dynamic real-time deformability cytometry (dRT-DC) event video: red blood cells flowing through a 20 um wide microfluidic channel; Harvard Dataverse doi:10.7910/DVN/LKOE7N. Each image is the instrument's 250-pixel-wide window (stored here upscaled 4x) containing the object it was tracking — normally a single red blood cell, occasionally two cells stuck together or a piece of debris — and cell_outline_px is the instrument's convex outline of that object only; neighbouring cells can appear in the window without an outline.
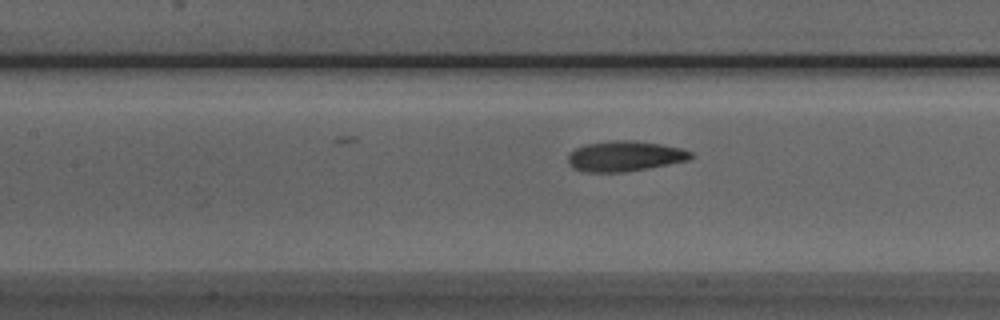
{"species": "Egyptian fruit bat (a non-hibernating species)", "species_latin": "Rousettus aegyptiacus", "temperature_condition": "room temperature", "stored_images_in_passage": 36, "camera_frame_rate_fps": 3000, "um_per_image_px": 0.085, "animal": {"sex": "male"}, "frame": {"image": 1, "passage_image": 7, "time_ms": 2.0, "image_size_px": [1000, 320], "cell_outline_px": [[692, 156], [688, 160], [668, 164], [624, 172], [584, 172], [572, 168], [568, 160], [568, 152], [584, 144], [612, 140], [632, 140], [660, 144], [680, 148], [692, 152]], "centroid_in_image_um": [53.05, 13.27], "position_along_channel_um": 154.4, "area_um2": 21.68}}
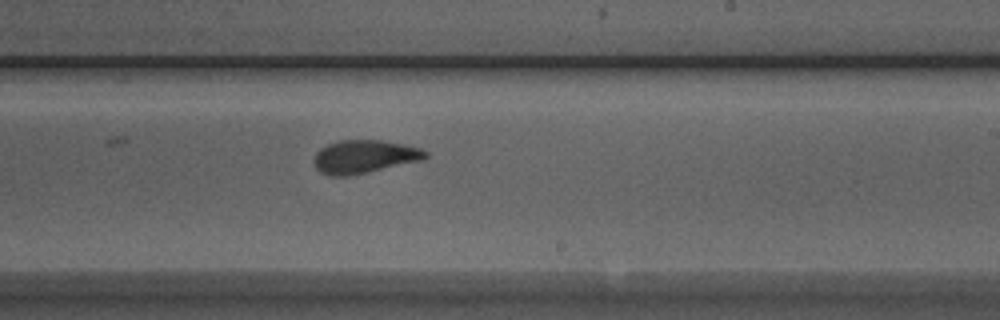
{"frame": {"image": 2, "passage_image": 15, "time_ms": 4.667, "image_size_px": [1000, 320], "cell_outline_px": [[428, 156], [424, 160], [348, 176], [328, 176], [320, 172], [312, 164], [312, 160], [316, 152], [320, 148], [328, 144], [340, 140], [380, 140], [404, 144], [420, 148], [428, 152]], "centroid_in_image_um": [30.94, 13.32], "position_along_channel_um": 258.1, "area_um2": 21.79}}
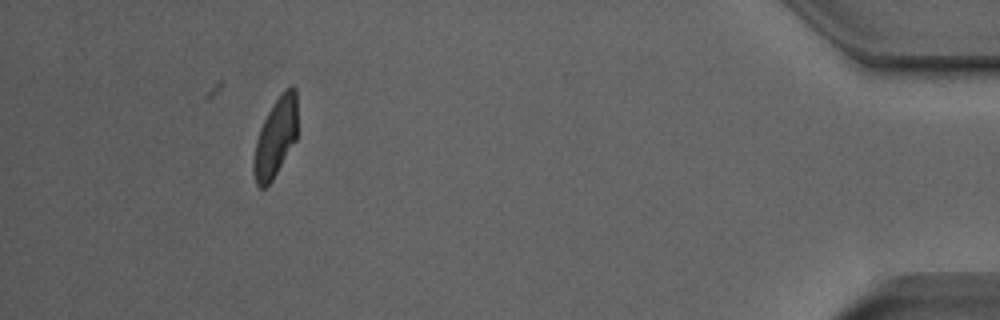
{"frame": {"image": 3, "passage_image": 32, "time_ms": 10.333, "image_size_px": [1000, 320], "cell_outline_px": [[296, 140], [272, 180], [264, 188], [260, 188], [256, 184], [252, 172], [252, 160], [256, 140], [260, 128], [272, 104], [280, 92], [284, 88], [292, 84], [296, 88]], "centroid_in_image_um": [23.4, 11.66], "position_along_channel_um": 411.8, "area_um2": 20.35}}